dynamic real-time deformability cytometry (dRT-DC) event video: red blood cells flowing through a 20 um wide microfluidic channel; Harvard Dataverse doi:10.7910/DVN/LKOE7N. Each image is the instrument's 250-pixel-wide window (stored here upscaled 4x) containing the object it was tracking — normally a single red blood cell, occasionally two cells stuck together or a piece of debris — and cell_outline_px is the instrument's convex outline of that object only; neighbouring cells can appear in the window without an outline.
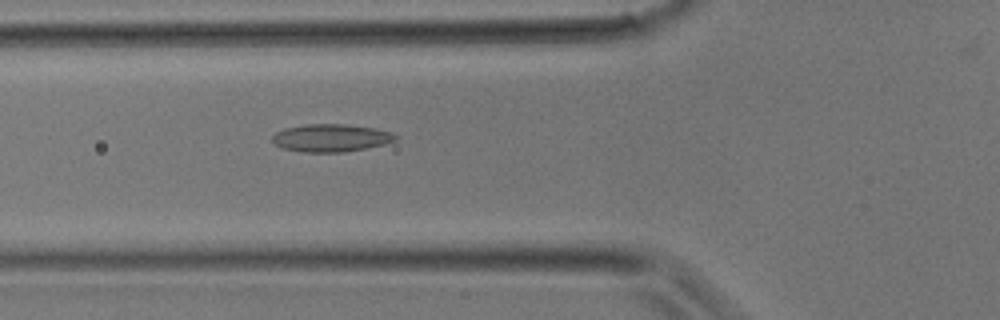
{"species": "common noctule bat (a hibernating species)", "species_latin": "Nyctalus noctula", "temperature_condition": "room temperature", "stored_images_in_passage": 23, "camera_frame_rate_fps": 3000, "um_per_image_px": 0.085, "animal": {"sex": "male", "body_mass_g": 17.9}, "frame": {"image": 1, "passage_image": 3, "time_ms": 0.667, "image_size_px": [1000, 320], "cell_outline_px": [[396, 140], [384, 144], [344, 152], [300, 152], [284, 148], [276, 144], [272, 140], [272, 136], [276, 132], [284, 128], [308, 124], [344, 124], [372, 128], [392, 132], [396, 136]], "centroid_in_image_um": [28.11, 11.72], "position_along_channel_um": 97.7, "area_um2": 19.65}}
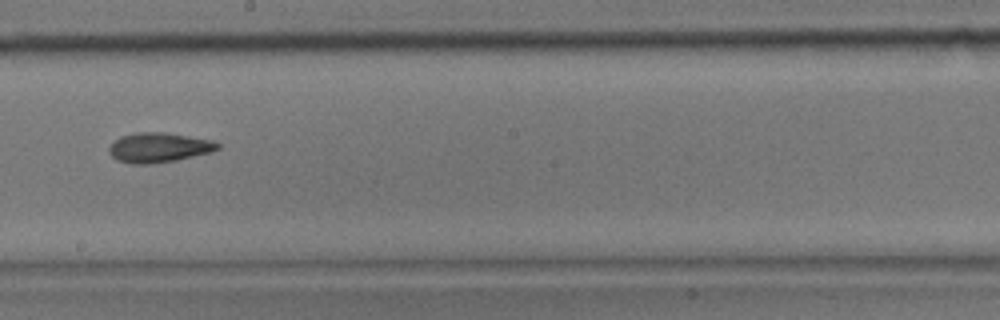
{"frame": {"image": 2, "passage_image": 10, "time_ms": 3.0, "image_size_px": [1000, 320], "cell_outline_px": [[220, 148], [212, 152], [176, 160], [148, 164], [132, 164], [116, 160], [108, 152], [108, 148], [120, 136], [136, 132], [164, 132], [212, 140], [220, 144]], "centroid_in_image_um": [13.49, 12.54], "position_along_channel_um": 234.7, "area_um2": 18.84}}
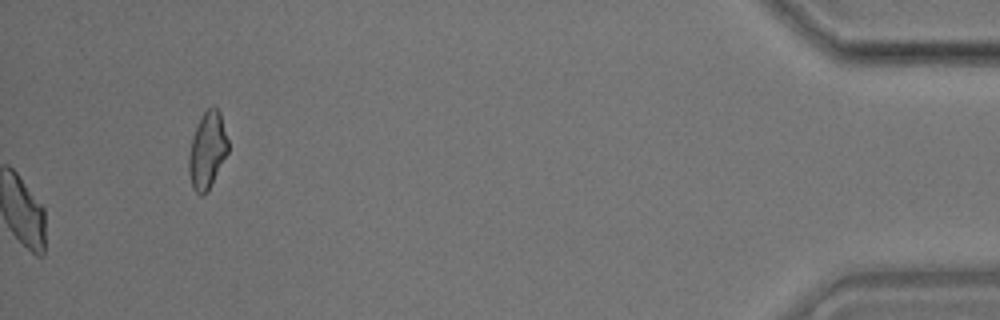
{"frame": {"image": 3, "passage_image": 23, "time_ms": 7.333, "image_size_px": [1000, 320], "cell_outline_px": [[228, 152], [208, 192], [200, 196], [192, 188], [188, 172], [188, 156], [192, 136], [204, 112], [212, 104], [220, 112], [228, 140]], "centroid_in_image_um": [17.61, 12.81], "position_along_channel_um": 417.6, "area_um2": 17.63}}